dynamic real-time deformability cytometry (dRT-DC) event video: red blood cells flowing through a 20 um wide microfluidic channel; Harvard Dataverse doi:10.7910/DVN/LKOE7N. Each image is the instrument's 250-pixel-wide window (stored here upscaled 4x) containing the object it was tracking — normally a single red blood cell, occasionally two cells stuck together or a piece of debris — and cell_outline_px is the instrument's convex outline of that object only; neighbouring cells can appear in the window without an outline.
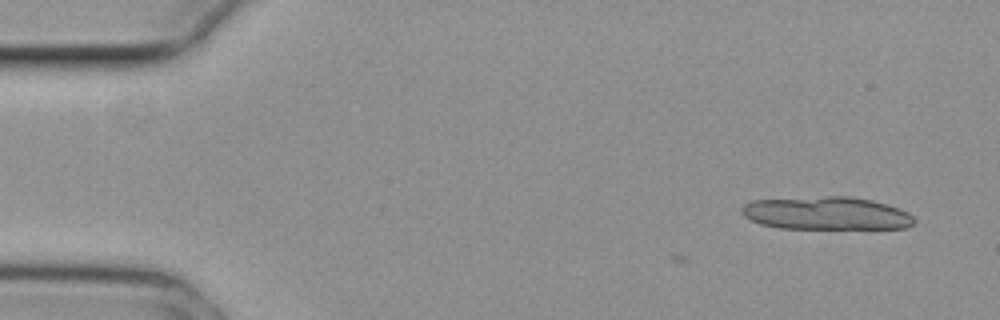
{"species": "common noctule bat (a hibernating species)", "species_latin": "Nyctalus noctula", "temperature_condition": "cold", "stored_images_in_passage": 4, "camera_frame_rate_fps": 3000, "um_per_image_px": 0.085, "animal": {"sex": "female", "body_mass_g": 29.2, "forearm_length_mm": 56.3}, "frame": {"image": 1, "passage_image": 4, "time_ms": 1.0, "image_size_px": [1000, 320], "cell_outline_px": [[916, 220], [908, 228], [780, 228], [760, 224], [744, 216], [740, 212], [740, 208], [744, 204], [752, 200], [824, 196], [852, 196], [872, 200], [888, 204], [908, 212]], "centroid_in_image_um": [70.23, 18.12], "position_along_channel_um": 14.8, "area_um2": 33.29}}